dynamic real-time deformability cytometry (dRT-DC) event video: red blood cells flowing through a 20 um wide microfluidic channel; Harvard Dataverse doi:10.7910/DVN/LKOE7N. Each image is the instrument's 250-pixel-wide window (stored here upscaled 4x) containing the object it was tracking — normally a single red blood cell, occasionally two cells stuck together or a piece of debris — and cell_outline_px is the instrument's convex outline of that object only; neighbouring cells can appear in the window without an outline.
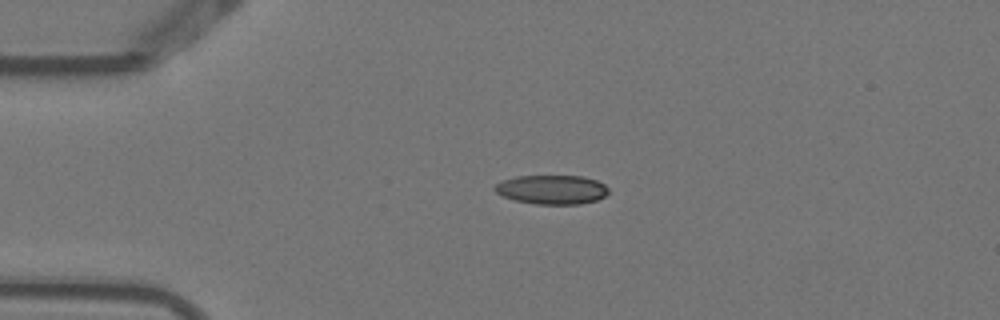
{"species": "Egyptian fruit bat (a non-hibernating species)", "species_latin": "Rousettus aegyptiacus", "temperature_condition": "warm", "stored_images_in_passage": 3, "camera_frame_rate_fps": 3000, "um_per_image_px": 0.085, "animal": {"sex": "female"}, "frame": {"image": 1, "passage_image": 2, "time_ms": 0.333, "image_size_px": [1000, 320], "cell_outline_px": [[608, 192], [604, 196], [596, 200], [580, 204], [536, 204], [516, 200], [504, 196], [496, 192], [492, 188], [496, 184], [504, 180], [516, 176], [580, 176], [596, 180], [604, 184], [608, 188]], "centroid_in_image_um": [46.91, 16.11], "position_along_channel_um": 38.1, "area_um2": 19.13}}